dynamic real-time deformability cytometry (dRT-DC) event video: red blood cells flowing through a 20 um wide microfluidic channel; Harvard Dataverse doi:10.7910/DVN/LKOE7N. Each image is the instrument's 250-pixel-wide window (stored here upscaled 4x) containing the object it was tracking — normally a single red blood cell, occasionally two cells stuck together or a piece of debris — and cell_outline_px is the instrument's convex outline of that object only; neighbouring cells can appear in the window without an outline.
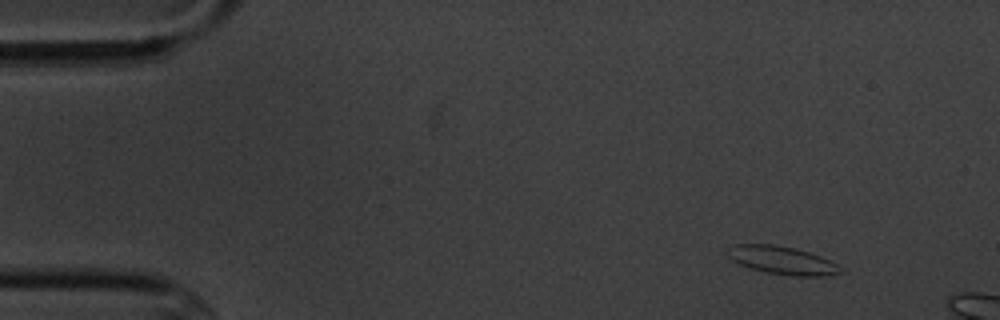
{"species": "common noctule bat (a hibernating species)", "species_latin": "Nyctalus noctula", "temperature_condition": "cold", "stored_images_in_passage": 4, "camera_frame_rate_fps": 3000, "um_per_image_px": 0.085, "animal": {"sex": "male", "body_mass_g": 20.1, "forearm_length_mm": 53.5}, "frame": {"image": 1, "passage_image": 1, "time_ms": 0.0, "image_size_px": [1000, 320], "cell_outline_px": [[840, 272], [824, 276], [792, 276], [764, 272], [748, 268], [732, 260], [728, 256], [728, 248], [736, 244], [772, 244], [796, 248], [820, 256], [836, 264]], "centroid_in_image_um": [66.41, 22.12], "position_along_channel_um": 18.6, "area_um2": 18.26}}